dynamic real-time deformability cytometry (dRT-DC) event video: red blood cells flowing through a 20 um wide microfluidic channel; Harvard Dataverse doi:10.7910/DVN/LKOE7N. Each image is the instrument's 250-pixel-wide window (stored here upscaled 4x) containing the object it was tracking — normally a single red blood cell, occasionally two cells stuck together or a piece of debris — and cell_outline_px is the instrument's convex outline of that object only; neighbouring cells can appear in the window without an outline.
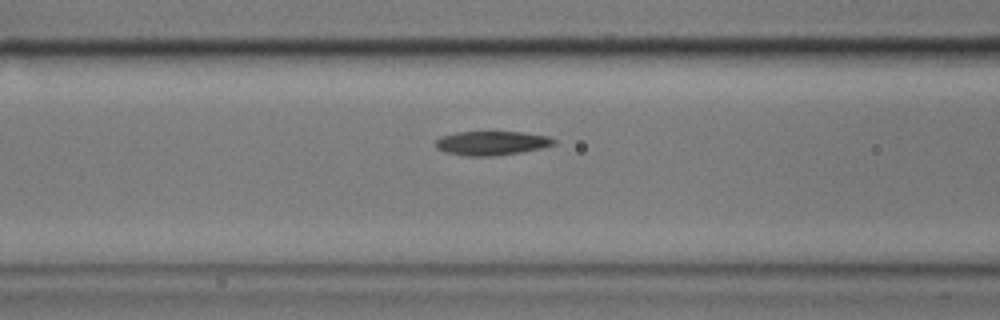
{"species": "common noctule bat (a hibernating species)", "species_latin": "Nyctalus noctula", "temperature_condition": "cold", "stored_images_in_passage": 18, "camera_frame_rate_fps": 3000, "um_per_image_px": 0.085, "animal": {"sex": "male", "body_mass_g": 17.9}, "frame": {"image": 1, "passage_image": 6, "time_ms": 1.667, "image_size_px": [1000, 320], "cell_outline_px": [[556, 144], [540, 148], [520, 152], [496, 156], [468, 156], [444, 152], [436, 148], [436, 140], [440, 136], [456, 132], [520, 132], [548, 136], [556, 140]], "centroid_in_image_um": [41.77, 12.16], "position_along_channel_um": 124.8, "area_um2": 16.59}}
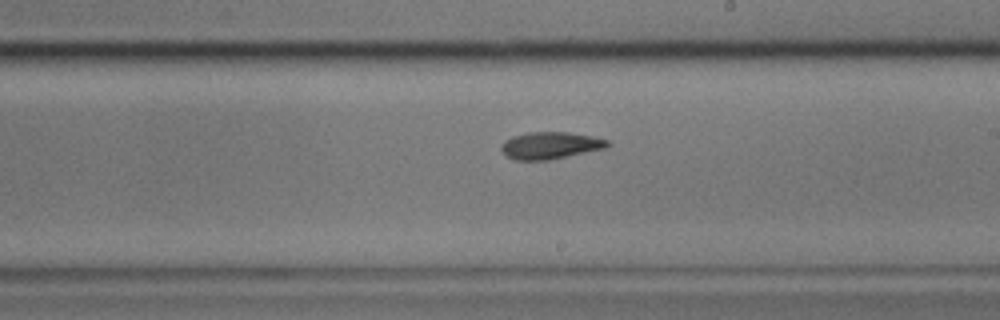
{"frame": {"image": 2, "passage_image": 16, "time_ms": 5.0, "image_size_px": [1000, 320], "cell_outline_px": [[612, 144], [604, 148], [548, 160], [516, 160], [508, 156], [500, 148], [504, 140], [512, 136], [528, 132], [568, 132], [592, 136], [608, 140]], "centroid_in_image_um": [46.77, 12.35], "position_along_channel_um": 242.2, "area_um2": 16.59}}